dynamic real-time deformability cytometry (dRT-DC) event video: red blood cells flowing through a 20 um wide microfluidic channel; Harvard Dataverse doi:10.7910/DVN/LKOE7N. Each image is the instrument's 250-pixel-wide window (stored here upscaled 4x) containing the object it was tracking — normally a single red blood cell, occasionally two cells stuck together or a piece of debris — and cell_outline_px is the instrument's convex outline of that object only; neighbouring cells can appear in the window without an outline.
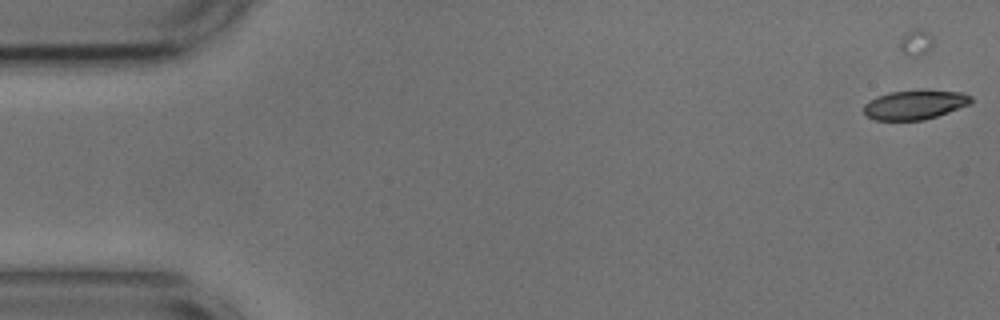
{"species": "common noctule bat (a hibernating species)", "species_latin": "Nyctalus noctula", "temperature_condition": "cold", "stored_images_in_passage": 27, "camera_frame_rate_fps": 3000, "um_per_image_px": 0.085, "animal": {"sex": "male", "body_mass_g": 17.9, "forearm_length_mm": 54.2}, "frame": {"image": 1, "passage_image": 3, "time_ms": 0.667, "image_size_px": [1000, 320], "cell_outline_px": [[972, 104], [924, 120], [876, 120], [868, 116], [864, 112], [864, 104], [876, 96], [888, 92], [920, 88], [924, 88], [964, 92], [972, 96]], "centroid_in_image_um": [77.81, 8.85], "position_along_channel_um": 7.2, "area_um2": 18.96}}
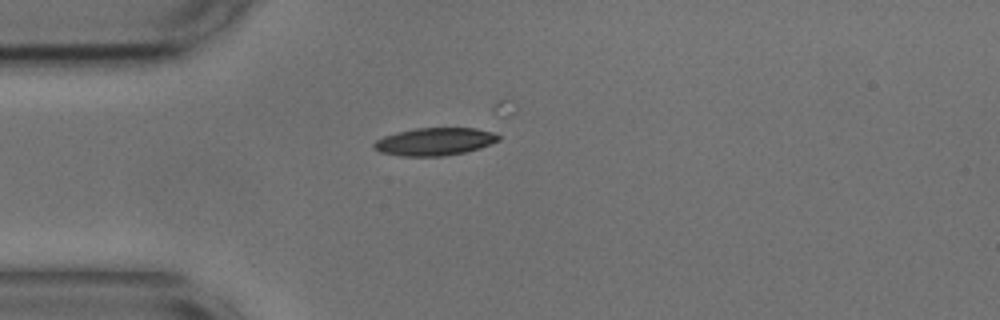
{"frame": {"image": 2, "passage_image": 16, "time_ms": 5.0, "image_size_px": [1000, 320], "cell_outline_px": [[500, 140], [480, 148], [464, 152], [444, 156], [400, 156], [380, 152], [372, 148], [372, 144], [376, 140], [384, 136], [396, 132], [416, 128], [476, 128], [492, 132], [500, 136]], "centroid_in_image_um": [36.92, 12.04], "position_along_channel_um": 48.1, "area_um2": 20.17}}